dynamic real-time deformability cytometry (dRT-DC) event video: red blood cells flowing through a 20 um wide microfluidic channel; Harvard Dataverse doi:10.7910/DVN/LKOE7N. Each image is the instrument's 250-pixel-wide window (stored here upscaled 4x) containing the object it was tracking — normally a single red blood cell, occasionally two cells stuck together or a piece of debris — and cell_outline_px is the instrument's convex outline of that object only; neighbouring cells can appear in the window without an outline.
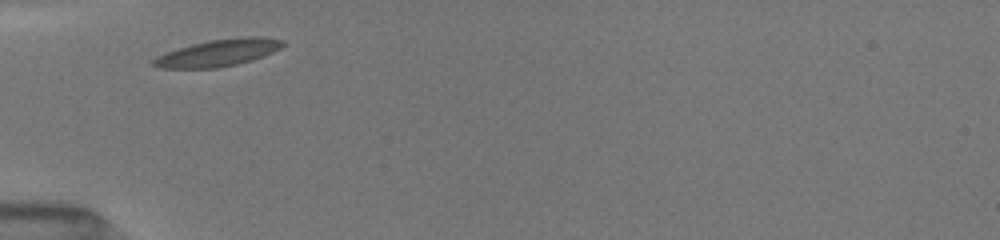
{"species": "common noctule bat (a hibernating species)", "species_latin": "Nyctalus noctula", "temperature_condition": "room temperature", "stored_images_in_passage": 2, "camera_frame_rate_fps": 3000, "um_per_image_px": 0.085, "animal": {"sex": "female", "body_mass_g": 19.5, "forearm_length_mm": 54.1}, "frame": {"image": 1, "passage_image": 1, "time_ms": 0.0, "image_size_px": [1000, 240], "cell_outline_px": [[284, 44], [280, 48], [272, 52], [252, 60], [236, 64], [216, 68], [156, 68], [152, 64], [152, 60], [156, 56], [164, 52], [192, 44], [212, 40], [244, 36], [260, 36], [284, 40]], "centroid_in_image_um": [18.52, 4.49], "position_along_channel_um": 66.5, "area_um2": 20.29}}
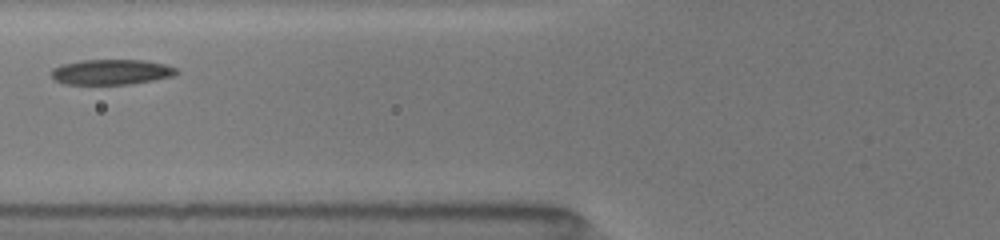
{"frame": {"image": 2, "passage_image": 2, "time_ms": 1.333, "image_size_px": [1000, 240], "cell_outline_px": [[180, 72], [172, 76], [152, 80], [128, 84], [64, 84], [56, 80], [48, 72], [52, 68], [60, 64], [80, 60], [144, 60], [164, 64], [176, 68]], "centroid_in_image_um": [9.41, 6.11], "position_along_channel_um": 116.4, "area_um2": 18.5}}